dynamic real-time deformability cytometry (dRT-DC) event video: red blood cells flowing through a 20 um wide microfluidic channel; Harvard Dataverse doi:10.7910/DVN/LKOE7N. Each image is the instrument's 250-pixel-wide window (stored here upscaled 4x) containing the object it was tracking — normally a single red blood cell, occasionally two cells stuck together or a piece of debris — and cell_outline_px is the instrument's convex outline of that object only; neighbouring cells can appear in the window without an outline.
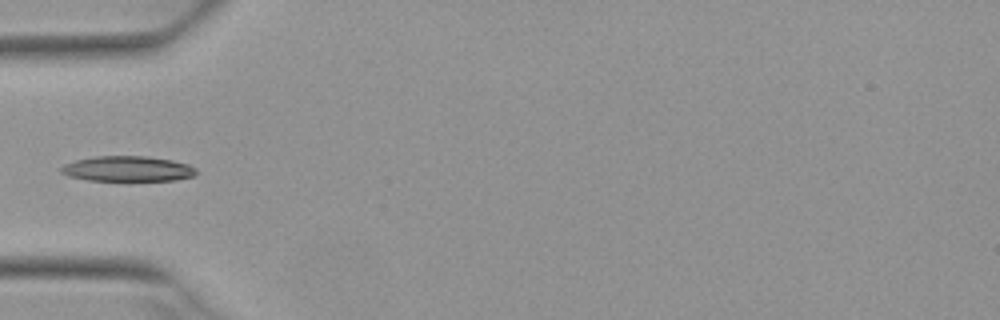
{"species": "Egyptian fruit bat (a non-hibernating species)", "species_latin": "Rousettus aegyptiacus", "temperature_condition": "warm", "stored_images_in_passage": 5, "camera_frame_rate_fps": 3000, "um_per_image_px": 0.085, "animal": {"sex": "female"}, "frame": {"image": 1, "passage_image": 5, "time_ms": 1.333, "image_size_px": [1000, 320], "cell_outline_px": [[196, 176], [176, 180], [88, 180], [68, 176], [60, 172], [60, 168], [64, 164], [76, 160], [96, 156], [148, 156], [172, 160], [188, 164], [196, 168]], "centroid_in_image_um": [10.86, 14.34], "position_along_channel_um": 74.1, "area_um2": 19.94}}